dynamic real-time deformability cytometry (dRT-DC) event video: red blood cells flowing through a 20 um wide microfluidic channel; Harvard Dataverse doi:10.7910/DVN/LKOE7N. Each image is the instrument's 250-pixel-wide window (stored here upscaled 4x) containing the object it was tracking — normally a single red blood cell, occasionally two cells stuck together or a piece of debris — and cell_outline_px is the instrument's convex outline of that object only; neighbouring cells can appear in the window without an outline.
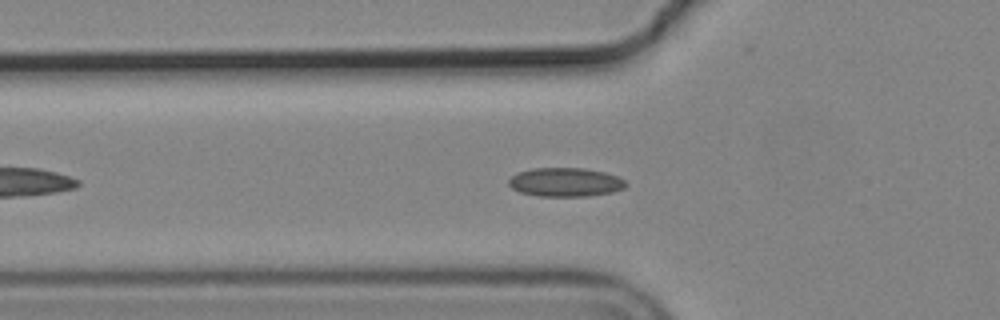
{"species": "common noctule bat (a hibernating species)", "species_latin": "Nyctalus noctula", "temperature_condition": "cold", "stored_images_in_passage": 46, "camera_frame_rate_fps": 3000, "um_per_image_px": 0.085, "animal": {"sex": "male", "body_mass_g": 19.2, "forearm_length_mm": 51.8}, "frame": {"image": 1, "passage_image": 9, "time_ms": 2.667, "image_size_px": [1000, 320], "cell_outline_px": [[628, 184], [624, 188], [612, 192], [588, 196], [536, 196], [520, 192], [512, 188], [508, 184], [508, 180], [516, 172], [532, 168], [584, 168], [604, 172], [616, 176], [624, 180]], "centroid_in_image_um": [48.03, 15.48], "position_along_channel_um": 77.8, "area_um2": 19.77}}
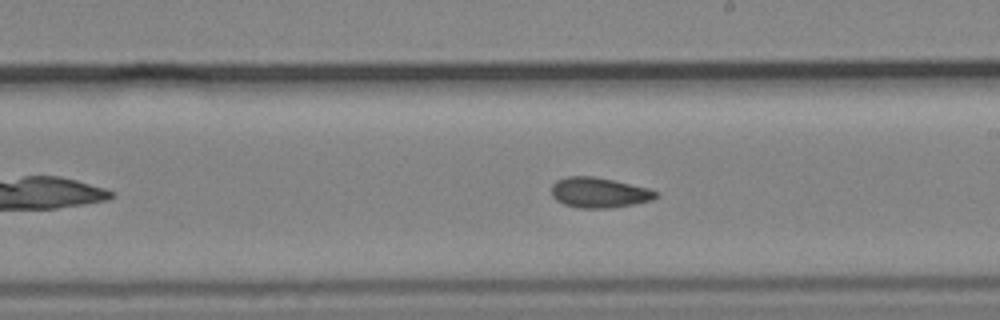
{"frame": {"image": 2, "passage_image": 22, "time_ms": 7.0, "image_size_px": [1000, 320], "cell_outline_px": [[660, 196], [652, 200], [632, 204], [608, 208], [580, 208], [564, 204], [556, 200], [552, 196], [552, 184], [556, 180], [568, 176], [596, 176], [648, 188], [656, 192]], "centroid_in_image_um": [50.9, 16.36], "position_along_channel_um": 238.1, "area_um2": 18.38}}
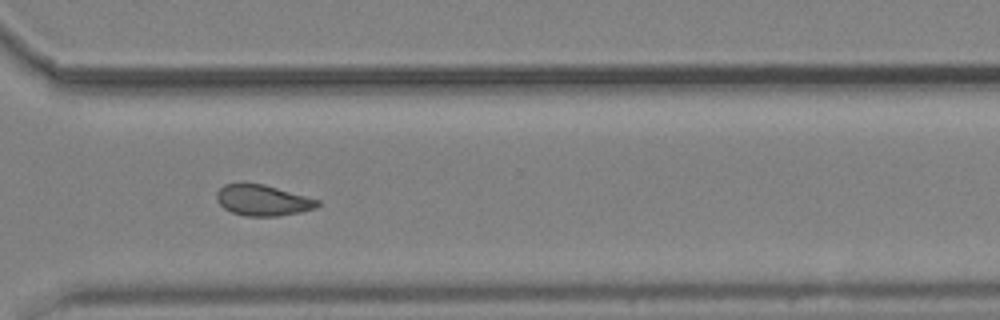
{"frame": {"image": 3, "passage_image": 31, "time_ms": 10.0, "image_size_px": [1000, 320], "cell_outline_px": [[320, 204], [316, 208], [300, 212], [276, 216], [248, 216], [232, 212], [224, 208], [216, 200], [216, 192], [224, 184], [240, 180], [244, 180], [264, 184], [320, 200]], "centroid_in_image_um": [22.28, 16.98], "position_along_channel_um": 348.3, "area_um2": 18.61}, "authors_computed_cell_mechanics": {"area_um2": 18.496, "velocity_mm_per_s": 3.6877, "shape_relaxation_time_tau1_ms": null, "shape_relaxation_time_tau2_ms": 3.8645, "deformation_change_tau1": null, "deformation_change_tau2": 0.086}}